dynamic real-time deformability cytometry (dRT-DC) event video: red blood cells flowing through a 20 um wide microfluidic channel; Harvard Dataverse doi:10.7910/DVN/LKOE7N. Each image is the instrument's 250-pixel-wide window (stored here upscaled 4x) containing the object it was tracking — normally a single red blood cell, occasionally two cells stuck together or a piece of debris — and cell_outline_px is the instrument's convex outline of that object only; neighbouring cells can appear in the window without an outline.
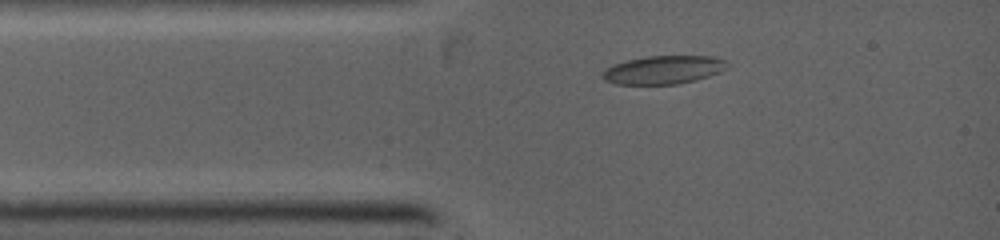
{"species": "common noctule bat (a hibernating species)", "species_latin": "Nyctalus noctula", "temperature_condition": "warm", "stored_images_in_passage": 37, "camera_frame_rate_fps": 5000, "um_per_image_px": 0.085, "animal": {"sex": "female", "body_mass_g": 19.0, "forearm_length_mm": 53.3}, "frame": {"image": 1, "passage_image": 2, "time_ms": 0.4, "image_size_px": [1000, 240], "cell_outline_px": [[732, 64], [728, 68], [720, 72], [696, 80], [680, 84], [616, 84], [604, 80], [600, 76], [608, 68], [616, 64], [628, 60], [648, 56], [712, 56], [724, 60]], "centroid_in_image_um": [56.46, 5.94], "position_along_channel_um": 28.5, "area_um2": 20.58}}
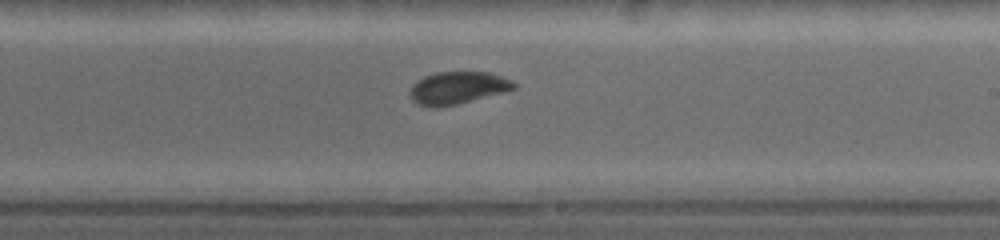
{"frame": {"image": 2, "passage_image": 22, "time_ms": 5.4, "image_size_px": [1000, 240], "cell_outline_px": [[516, 88], [504, 92], [440, 108], [432, 108], [416, 104], [412, 100], [408, 92], [412, 84], [416, 80], [424, 76], [436, 72], [488, 72], [512, 80], [516, 84]], "centroid_in_image_um": [38.84, 7.48], "position_along_channel_um": 250.2, "area_um2": 19.83}}
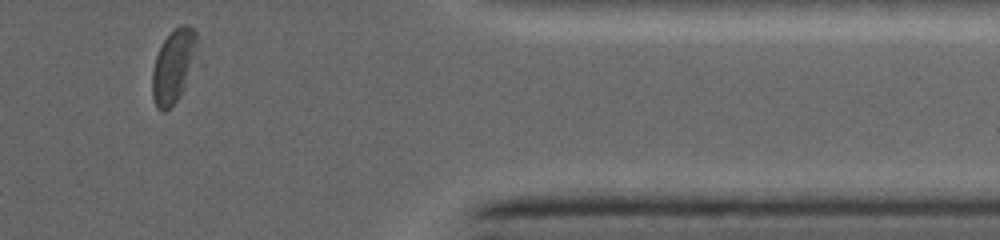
{"frame": {"image": 3, "passage_image": 37, "time_ms": 9.0, "image_size_px": [1000, 240], "cell_outline_px": [[196, 40], [184, 88], [176, 100], [164, 112], [160, 112], [156, 108], [152, 100], [152, 68], [156, 56], [164, 40], [180, 24], [188, 24], [196, 32]], "centroid_in_image_um": [14.66, 5.65], "position_along_channel_um": 396.7, "area_um2": 18.32}}